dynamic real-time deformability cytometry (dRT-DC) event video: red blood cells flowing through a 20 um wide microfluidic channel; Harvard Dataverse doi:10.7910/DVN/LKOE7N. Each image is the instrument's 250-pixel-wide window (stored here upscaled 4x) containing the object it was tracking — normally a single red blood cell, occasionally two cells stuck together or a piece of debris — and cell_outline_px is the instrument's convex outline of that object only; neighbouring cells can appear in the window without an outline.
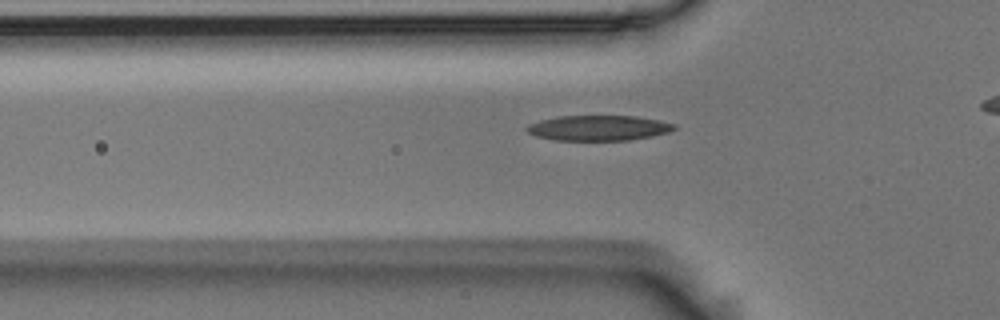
{"species": "Egyptian fruit bat (a non-hibernating species)", "species_latin": "Rousettus aegyptiacus", "temperature_condition": "room temperature", "stored_images_in_passage": 29, "camera_frame_rate_fps": 3000, "um_per_image_px": 0.085, "animal": {"sex": "male"}, "frame": {"image": 1, "passage_image": 2, "time_ms": 0.333, "image_size_px": [1000, 320], "cell_outline_px": [[676, 128], [668, 132], [652, 136], [628, 140], [552, 140], [536, 136], [528, 132], [524, 128], [528, 124], [540, 120], [556, 116], [636, 116], [660, 120], [676, 124]], "centroid_in_image_um": [50.85, 10.87], "position_along_channel_um": 74.9, "area_um2": 21.79}}
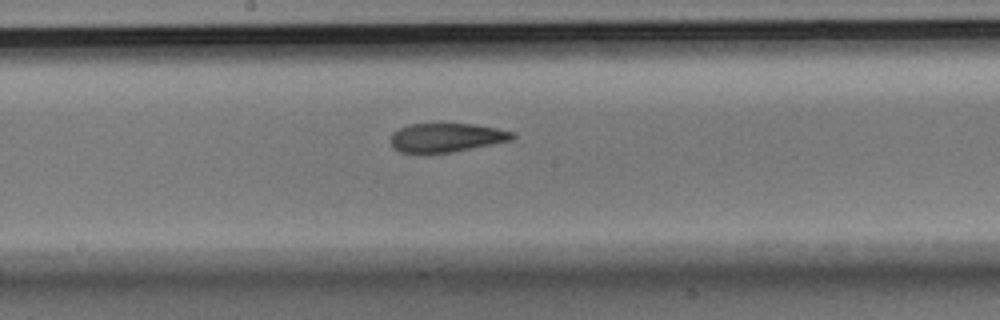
{"frame": {"image": 2, "passage_image": 13, "time_ms": 4.0, "image_size_px": [1000, 320], "cell_outline_px": [[516, 136], [512, 140], [452, 152], [400, 152], [392, 148], [392, 132], [408, 124], [472, 124], [496, 128], [512, 132]], "centroid_in_image_um": [37.94, 11.69], "position_along_channel_um": 210.3, "area_um2": 20.17}}
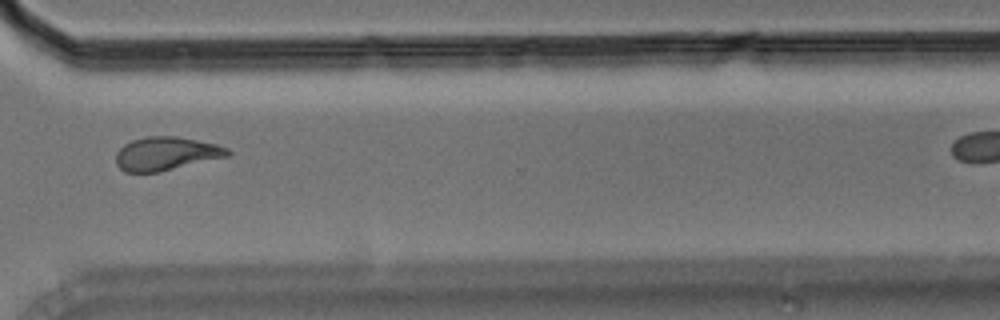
{"frame": {"image": 3, "passage_image": 25, "time_ms": 8.0, "image_size_px": [1000, 320], "cell_outline_px": [[232, 152], [228, 156], [160, 172], [124, 172], [116, 164], [116, 152], [124, 144], [132, 140], [148, 136], [176, 136], [216, 144], [228, 148]], "centroid_in_image_um": [14.11, 13.06], "position_along_channel_um": 356.5, "area_um2": 21.79}}